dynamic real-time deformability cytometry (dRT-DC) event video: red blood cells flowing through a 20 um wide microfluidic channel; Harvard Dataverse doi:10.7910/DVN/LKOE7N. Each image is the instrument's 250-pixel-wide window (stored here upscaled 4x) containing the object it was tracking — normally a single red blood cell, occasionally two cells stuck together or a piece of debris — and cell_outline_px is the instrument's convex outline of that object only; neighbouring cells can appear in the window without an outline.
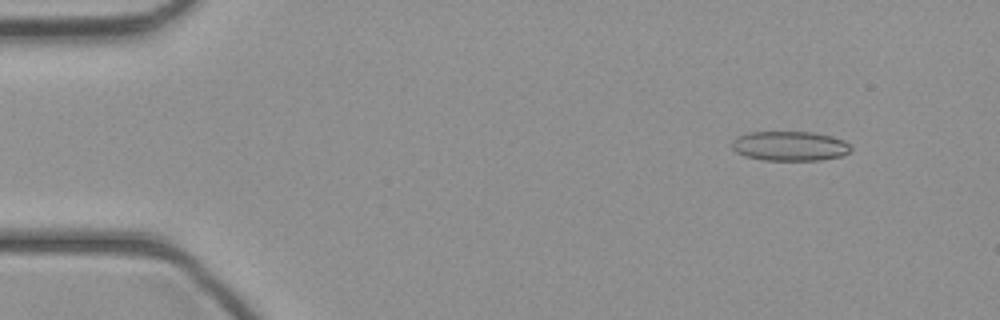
{"species": "common noctule bat (a hibernating species)", "species_latin": "Nyctalus noctula", "temperature_condition": "cold", "stored_images_in_passage": 41, "camera_frame_rate_fps": 3000, "um_per_image_px": 0.085, "animal": {"sex": "female", "body_mass_g": 21.9}, "frame": {"image": 1, "passage_image": 1, "time_ms": 0.0, "image_size_px": [1000, 320], "cell_outline_px": [[852, 148], [848, 152], [840, 156], [820, 160], [764, 160], [744, 156], [736, 152], [732, 148], [732, 140], [736, 136], [748, 132], [812, 132], [832, 136], [844, 140]], "centroid_in_image_um": [67.1, 12.4], "position_along_channel_um": 17.9, "area_um2": 20.58}}
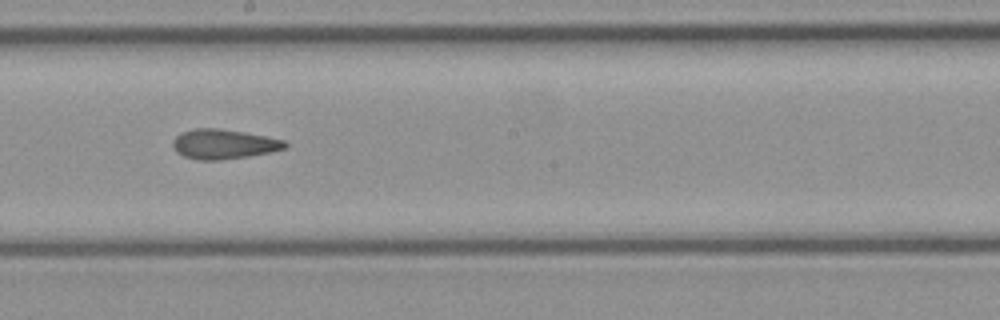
{"frame": {"image": 2, "passage_image": 21, "time_ms": 6.667, "image_size_px": [1000, 320], "cell_outline_px": [[288, 144], [284, 148], [268, 152], [248, 156], [220, 160], [200, 160], [184, 156], [176, 152], [172, 144], [172, 140], [180, 132], [196, 128], [220, 128], [244, 132], [284, 140]], "centroid_in_image_um": [18.96, 12.24], "position_along_channel_um": 229.2, "area_um2": 19.31}}
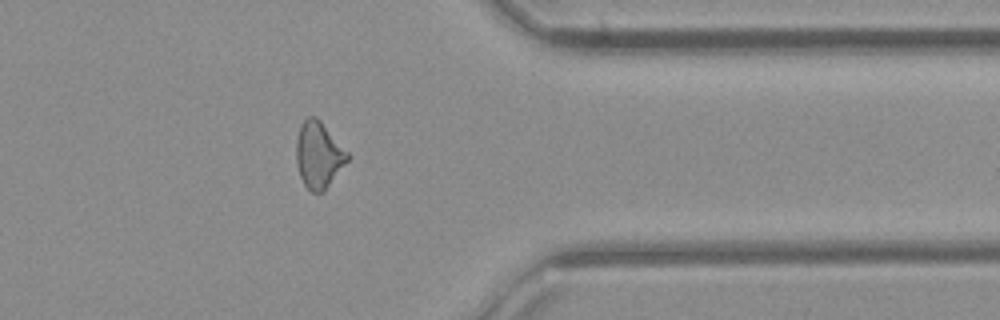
{"frame": {"image": 3, "passage_image": 32, "time_ms": 10.333, "image_size_px": [1000, 320], "cell_outline_px": [[348, 160], [324, 192], [312, 192], [304, 184], [300, 176], [296, 160], [296, 140], [300, 128], [304, 120], [308, 116], [316, 116], [320, 120], [348, 152]], "centroid_in_image_um": [27.08, 13.17], "position_along_channel_um": 384.3, "area_um2": 19.59}}